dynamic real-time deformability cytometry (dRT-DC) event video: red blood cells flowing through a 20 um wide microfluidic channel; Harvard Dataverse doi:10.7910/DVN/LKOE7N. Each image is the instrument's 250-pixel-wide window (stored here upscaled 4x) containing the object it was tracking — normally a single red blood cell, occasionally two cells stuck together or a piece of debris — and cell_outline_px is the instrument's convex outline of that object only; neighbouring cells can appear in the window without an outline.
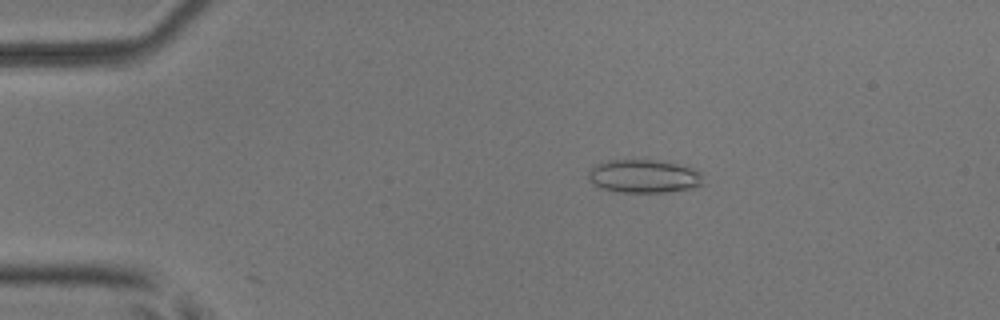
{"species": "common noctule bat (a hibernating species)", "species_latin": "Nyctalus noctula", "temperature_condition": "room temperature", "stored_images_in_passage": 23, "camera_frame_rate_fps": 3000, "um_per_image_px": 0.085, "animal": {"sex": "male", "body_mass_g": 17.9, "forearm_length_mm": 54.2}, "frame": {"image": 1, "passage_image": 10, "time_ms": 3.0, "image_size_px": [1000, 320], "cell_outline_px": [[704, 184], [692, 188], [668, 192], [616, 192], [600, 188], [588, 180], [588, 172], [596, 164], [608, 160], [656, 160], [688, 164], [700, 172]], "centroid_in_image_um": [54.76, 14.97], "position_along_channel_um": 30.2, "area_um2": 22.72}}
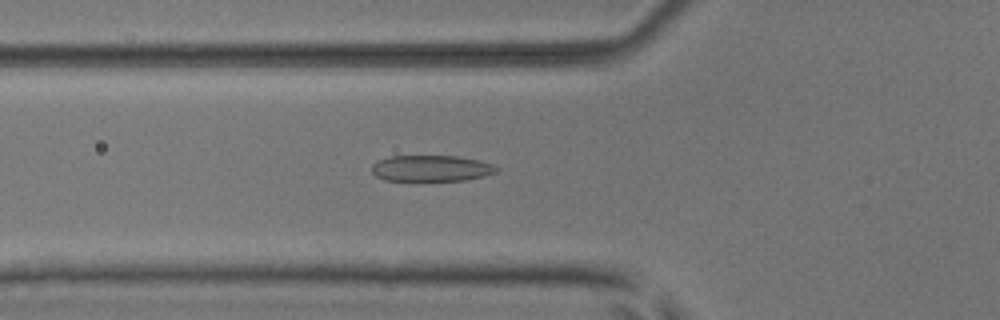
{"frame": {"image": 2, "passage_image": 19, "time_ms": 6.0, "image_size_px": [1000, 320], "cell_outline_px": [[500, 168], [496, 172], [464, 180], [384, 180], [376, 176], [372, 172], [372, 164], [376, 160], [388, 156], [456, 156], [480, 160], [492, 164]], "centroid_in_image_um": [36.61, 14.29], "position_along_channel_um": 89.2, "area_um2": 18.9}}
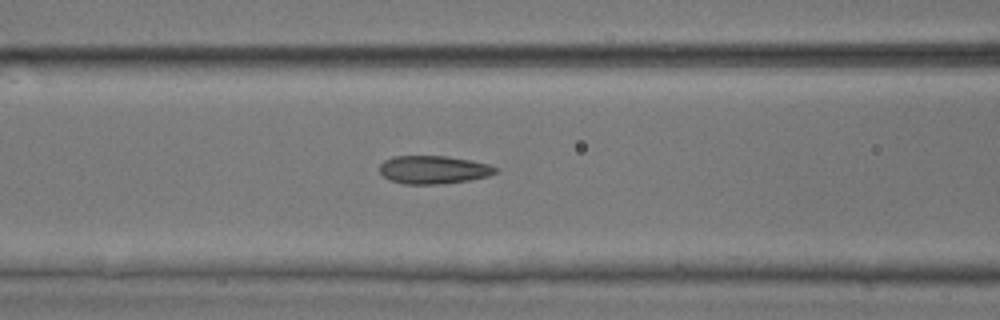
{"frame": {"image": 3, "passage_image": 22, "time_ms": 7.0, "image_size_px": [1000, 320], "cell_outline_px": [[500, 172], [488, 176], [468, 180], [440, 184], [404, 184], [388, 180], [380, 172], [380, 164], [384, 160], [392, 156], [448, 156], [488, 164], [500, 168]], "centroid_in_image_um": [36.86, 14.43], "position_along_channel_um": 129.7, "area_um2": 19.13}}